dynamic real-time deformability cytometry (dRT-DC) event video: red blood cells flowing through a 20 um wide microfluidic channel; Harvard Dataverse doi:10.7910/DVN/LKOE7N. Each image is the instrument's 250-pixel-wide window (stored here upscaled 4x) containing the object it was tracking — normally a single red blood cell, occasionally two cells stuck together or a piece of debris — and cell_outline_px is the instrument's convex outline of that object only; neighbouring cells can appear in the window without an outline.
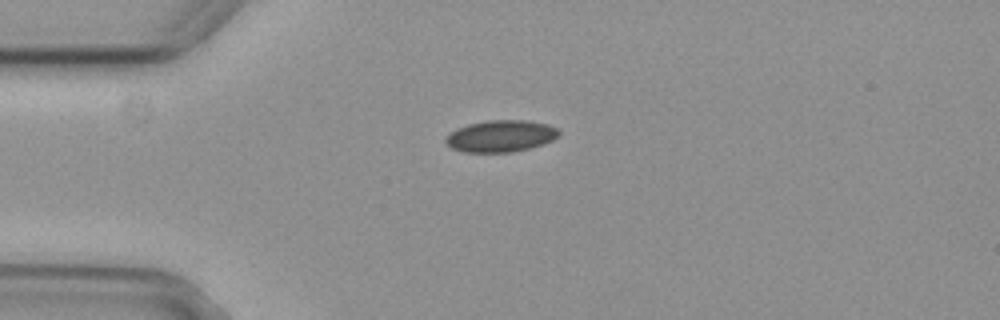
{"species": "common noctule bat (a hibernating species)", "species_latin": "Nyctalus noctula", "temperature_condition": "cold", "stored_images_in_passage": 5, "camera_frame_rate_fps": 3000, "um_per_image_px": 0.085, "animal": {"sex": "female", "body_mass_g": 29.2, "forearm_length_mm": 56.3}, "frame": {"image": 1, "passage_image": 5, "time_ms": 1.333, "image_size_px": [1000, 320], "cell_outline_px": [[560, 132], [552, 140], [544, 144], [512, 152], [464, 152], [452, 148], [444, 140], [448, 132], [456, 128], [468, 124], [488, 120], [524, 120], [548, 124], [556, 128]], "centroid_in_image_um": [42.53, 11.56], "position_along_channel_um": 42.5, "area_um2": 20.92}}